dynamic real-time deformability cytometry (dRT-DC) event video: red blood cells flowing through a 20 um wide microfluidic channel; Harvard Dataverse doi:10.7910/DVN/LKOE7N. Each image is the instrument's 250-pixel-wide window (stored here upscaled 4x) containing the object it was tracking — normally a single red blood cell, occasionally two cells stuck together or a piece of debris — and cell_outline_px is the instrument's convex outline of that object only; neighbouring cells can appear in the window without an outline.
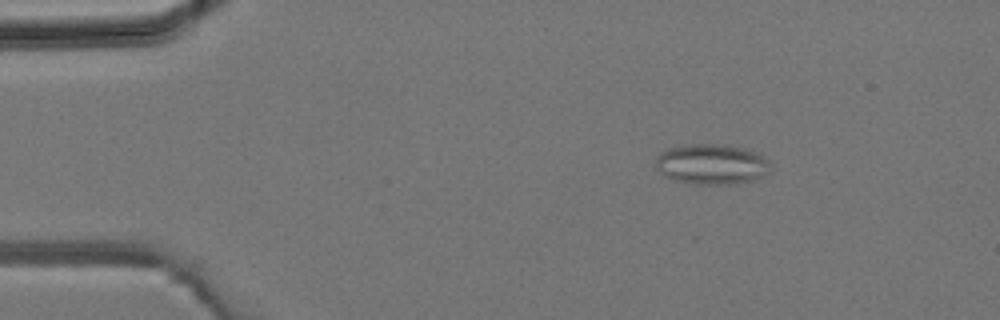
{"species": "common noctule bat (a hibernating species)", "species_latin": "Nyctalus noctula", "temperature_condition": "room temperature", "stored_images_in_passage": 42, "camera_frame_rate_fps": 3000, "um_per_image_px": 0.085, "animal": {"sex": "male", "body_mass_g": 19.2, "forearm_length_mm": 51.8}, "frame": {"image": 1, "passage_image": 6, "time_ms": 1.667, "image_size_px": [1000, 320], "cell_outline_px": [[768, 172], [756, 180], [736, 184], [696, 184], [672, 180], [664, 176], [656, 168], [656, 160], [660, 152], [668, 148], [688, 144], [724, 144], [744, 148], [768, 160]], "centroid_in_image_um": [60.44, 13.97], "position_along_channel_um": 24.6, "area_um2": 26.99}}
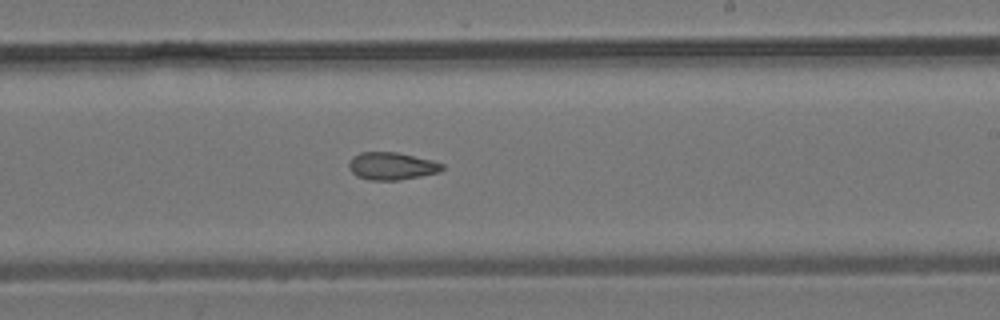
{"frame": {"image": 2, "passage_image": 25, "time_ms": 8.0, "image_size_px": [1000, 320], "cell_outline_px": [[444, 168], [440, 172], [420, 176], [396, 180], [368, 180], [356, 176], [348, 168], [348, 164], [352, 156], [360, 152], [396, 152], [432, 160], [444, 164]], "centroid_in_image_um": [33.27, 14.11], "position_along_channel_um": 255.7, "area_um2": 15.03}}
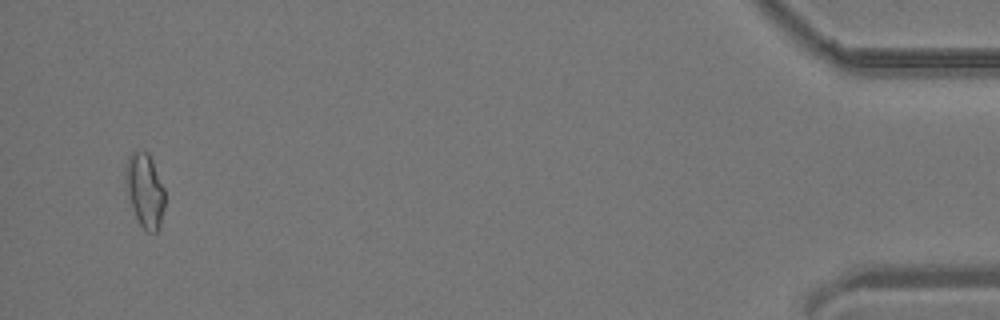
{"frame": {"image": 3, "passage_image": 41, "time_ms": 13.333, "image_size_px": [1000, 320], "cell_outline_px": [[164, 208], [160, 228], [156, 232], [148, 232], [140, 224], [136, 216], [128, 192], [128, 156], [132, 152], [148, 152], [152, 160], [164, 188]], "centroid_in_image_um": [12.38, 16.23], "position_along_channel_um": 422.8, "area_um2": 16.07}}